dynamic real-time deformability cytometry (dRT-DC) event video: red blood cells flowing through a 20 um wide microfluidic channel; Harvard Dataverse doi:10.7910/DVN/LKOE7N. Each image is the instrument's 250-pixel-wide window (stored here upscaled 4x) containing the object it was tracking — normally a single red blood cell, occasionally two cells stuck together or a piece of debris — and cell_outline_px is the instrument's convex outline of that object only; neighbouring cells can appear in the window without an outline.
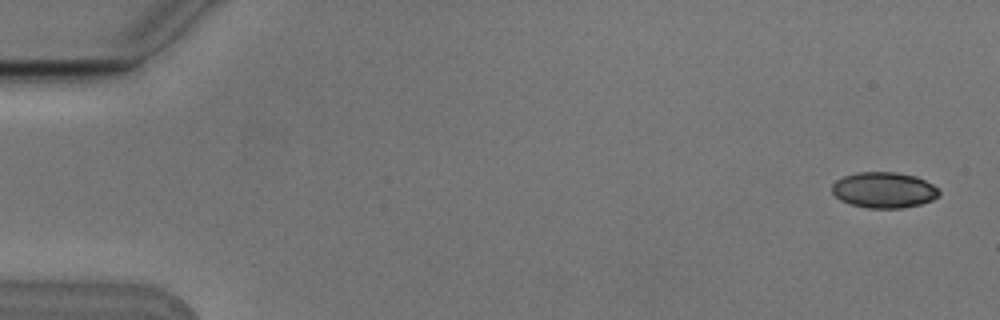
{"species": "Egyptian fruit bat (a non-hibernating species)", "species_latin": "Rousettus aegyptiacus", "temperature_condition": "cold", "stored_images_in_passage": 11, "camera_frame_rate_fps": 3000, "um_per_image_px": 0.085, "animal": {"sex": "male"}, "frame": {"image": 1, "passage_image": 1, "time_ms": 0.0, "image_size_px": [1000, 320], "cell_outline_px": [[940, 192], [932, 200], [920, 204], [900, 208], [868, 208], [848, 204], [840, 200], [832, 192], [832, 184], [836, 180], [844, 176], [856, 172], [896, 172], [916, 176], [932, 184]], "centroid_in_image_um": [75.09, 16.15], "position_along_channel_um": 9.9, "area_um2": 22.31}}